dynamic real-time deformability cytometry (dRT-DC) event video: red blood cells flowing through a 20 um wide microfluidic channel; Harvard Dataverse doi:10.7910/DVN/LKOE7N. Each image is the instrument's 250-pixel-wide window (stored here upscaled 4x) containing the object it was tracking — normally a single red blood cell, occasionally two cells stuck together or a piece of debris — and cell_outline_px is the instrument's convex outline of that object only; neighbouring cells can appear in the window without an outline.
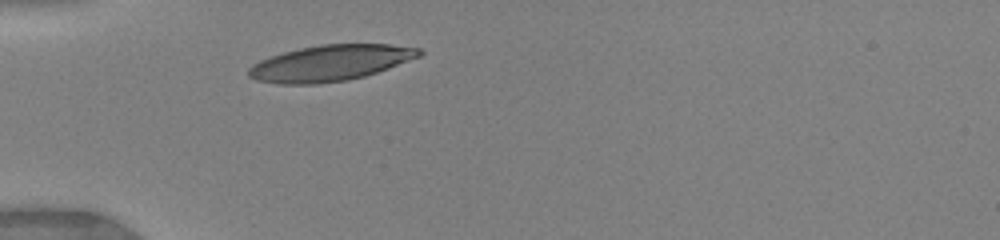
{"species": "human", "species_latin": "Homo sapiens", "temperature_condition": "warm", "stored_images_in_passage": 28, "camera_frame_rate_fps": 3000, "um_per_image_px": 0.085, "donor": {"sex": "female"}, "frame": {"image": 1, "passage_image": 1, "time_ms": 0.0, "image_size_px": [1000, 240], "cell_outline_px": [[424, 52], [420, 56], [388, 68], [364, 76], [348, 80], [316, 84], [280, 84], [256, 80], [248, 76], [248, 68], [252, 64], [260, 60], [284, 52], [300, 48], [320, 44], [388, 44], [420, 48]], "centroid_in_image_um": [28.06, 5.36], "position_along_channel_um": 56.9, "area_um2": 35.6}}